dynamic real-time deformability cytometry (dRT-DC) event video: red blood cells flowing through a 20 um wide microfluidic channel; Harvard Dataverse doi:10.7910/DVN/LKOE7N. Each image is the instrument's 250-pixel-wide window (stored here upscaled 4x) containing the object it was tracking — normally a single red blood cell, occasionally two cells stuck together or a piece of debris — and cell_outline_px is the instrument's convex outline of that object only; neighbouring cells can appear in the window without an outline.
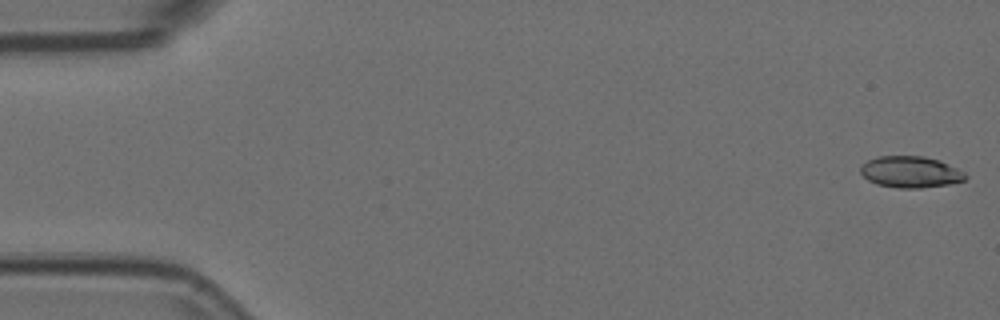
{"species": "Egyptian fruit bat (a non-hibernating species)", "species_latin": "Rousettus aegyptiacus", "temperature_condition": "room temperature", "stored_images_in_passage": 14, "camera_frame_rate_fps": 3000, "um_per_image_px": 0.085, "animal": {"sex": "female"}, "frame": {"image": 1, "passage_image": 1, "time_ms": 0.0, "image_size_px": [1000, 320], "cell_outline_px": [[968, 176], [964, 180], [948, 184], [920, 188], [896, 188], [876, 184], [868, 180], [860, 172], [860, 168], [868, 160], [876, 156], [924, 156], [940, 160], [964, 172]], "centroid_in_image_um": [77.38, 14.61], "position_along_channel_um": 7.6, "area_um2": 19.19}}